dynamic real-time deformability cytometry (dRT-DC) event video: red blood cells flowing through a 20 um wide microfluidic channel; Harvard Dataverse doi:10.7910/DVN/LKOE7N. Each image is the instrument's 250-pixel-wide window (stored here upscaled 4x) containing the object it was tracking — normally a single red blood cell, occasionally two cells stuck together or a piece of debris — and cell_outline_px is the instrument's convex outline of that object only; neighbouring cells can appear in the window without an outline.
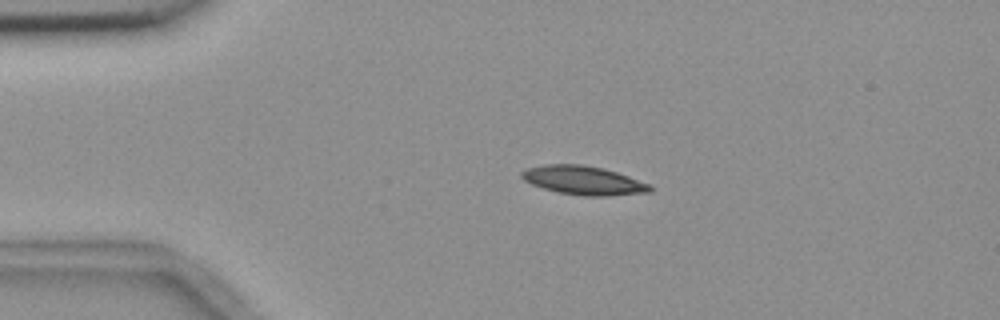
{"species": "common noctule bat (a hibernating species)", "species_latin": "Nyctalus noctula", "temperature_condition": "room temperature", "stored_images_in_passage": 11, "camera_frame_rate_fps": 3000, "um_per_image_px": 0.085, "animal": {"sex": "female", "body_mass_g": 18.4}, "frame": {"image": 1, "passage_image": 3, "time_ms": 2.333, "image_size_px": [1000, 320], "cell_outline_px": [[652, 192], [608, 196], [584, 196], [556, 192], [532, 184], [524, 180], [520, 176], [520, 172], [524, 168], [544, 164], [580, 164], [604, 168], [652, 184]], "centroid_in_image_um": [49.59, 15.33], "position_along_channel_um": 35.4, "area_um2": 21.79}}
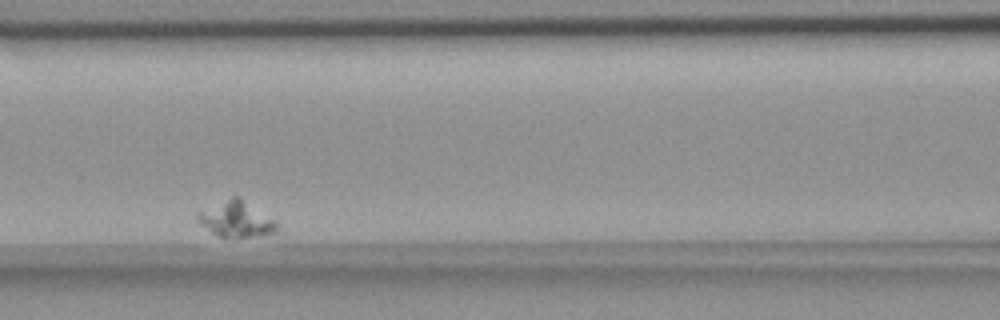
{"frame": {"image": 2, "passage_image": 7, "time_ms": 8.0, "image_size_px": [1000, 320], "cell_outline_px": [[276, 228], [272, 232], [252, 236], [216, 236], [200, 224], [196, 220], [196, 212], [232, 196], [240, 196], [272, 220], [276, 224]], "centroid_in_image_um": [19.96, 18.6], "position_along_channel_um": 146.6, "area_um2": 15.95}}
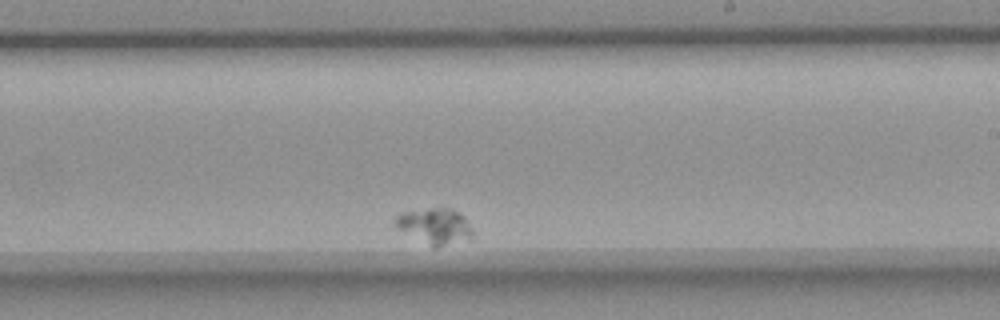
{"frame": {"image": 3, "passage_image": 11, "time_ms": 12.333, "image_size_px": [1000, 320], "cell_outline_px": [[472, 236], [436, 248], [396, 228], [392, 224], [392, 220], [396, 216], [404, 212], [432, 208], [448, 208], [464, 216], [472, 232]], "centroid_in_image_um": [36.88, 19.2], "position_along_channel_um": 252.1, "area_um2": 15.61}}